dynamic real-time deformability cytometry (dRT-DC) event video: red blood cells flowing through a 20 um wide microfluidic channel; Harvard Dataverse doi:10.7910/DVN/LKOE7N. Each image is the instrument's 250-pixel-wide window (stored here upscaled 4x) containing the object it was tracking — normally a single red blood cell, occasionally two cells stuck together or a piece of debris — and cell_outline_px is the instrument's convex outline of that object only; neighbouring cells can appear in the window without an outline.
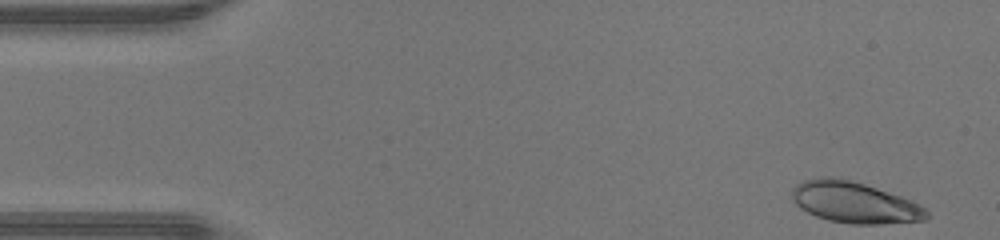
{"species": "human", "species_latin": "Homo sapiens", "temperature_condition": "warm", "stored_images_in_passage": 44, "camera_frame_rate_fps": 3000, "um_per_image_px": 0.085, "donor": {"sex": "male"}, "frame": {"image": 1, "passage_image": 1, "time_ms": 0.0, "image_size_px": [1000, 240], "cell_outline_px": [[928, 216], [924, 220], [880, 224], [848, 224], [828, 220], [816, 216], [800, 208], [792, 200], [792, 188], [796, 184], [804, 180], [820, 176], [840, 176], [912, 200], [924, 208], [928, 212]], "centroid_in_image_um": [72.58, 17.19], "position_along_channel_um": 12.4, "area_um2": 32.48}}
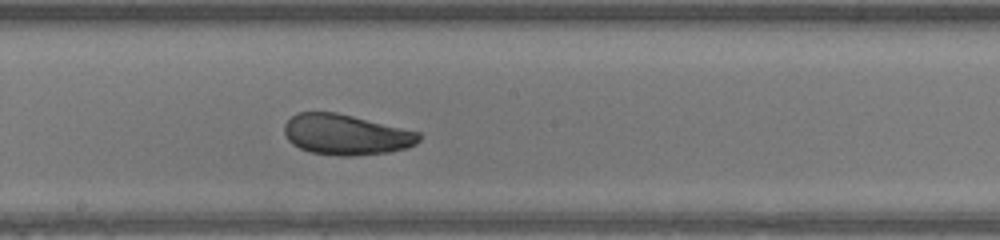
{"frame": {"image": 2, "passage_image": 23, "time_ms": 7.333, "image_size_px": [1000, 240], "cell_outline_px": [[420, 140], [416, 144], [408, 148], [388, 152], [352, 156], [340, 156], [308, 152], [292, 144], [288, 140], [284, 132], [284, 124], [292, 116], [300, 112], [336, 112], [420, 132]], "centroid_in_image_um": [29.4, 11.45], "position_along_channel_um": 218.8, "area_um2": 31.85}}
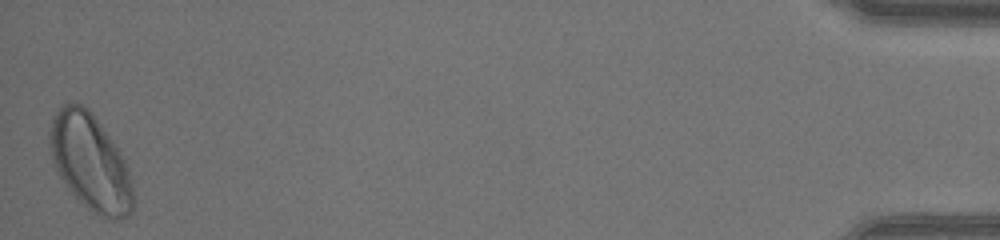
{"frame": {"image": 3, "passage_image": 44, "time_ms": 14.333, "image_size_px": [1000, 240], "cell_outline_px": [[136, 196], [132, 212], [128, 216], [116, 220], [112, 220], [100, 216], [92, 212], [68, 188], [56, 172], [52, 164], [48, 144], [48, 136], [52, 116], [64, 104], [80, 104], [96, 120], [120, 152], [128, 168]], "centroid_in_image_um": [7.67, 13.87], "position_along_channel_um": 427.5, "area_um2": 46.7}, "authors_computed_cell_mechanics": {"area_um2": 32.368, "velocity_mm_per_s": 4.4614, "shape_relaxation_time_tau1_ms": 3.7029, "shape_relaxation_time_tau2_ms": 0.7972, "deformation_change_tau1": 0.121, "deformation_change_tau2": 0.05}}